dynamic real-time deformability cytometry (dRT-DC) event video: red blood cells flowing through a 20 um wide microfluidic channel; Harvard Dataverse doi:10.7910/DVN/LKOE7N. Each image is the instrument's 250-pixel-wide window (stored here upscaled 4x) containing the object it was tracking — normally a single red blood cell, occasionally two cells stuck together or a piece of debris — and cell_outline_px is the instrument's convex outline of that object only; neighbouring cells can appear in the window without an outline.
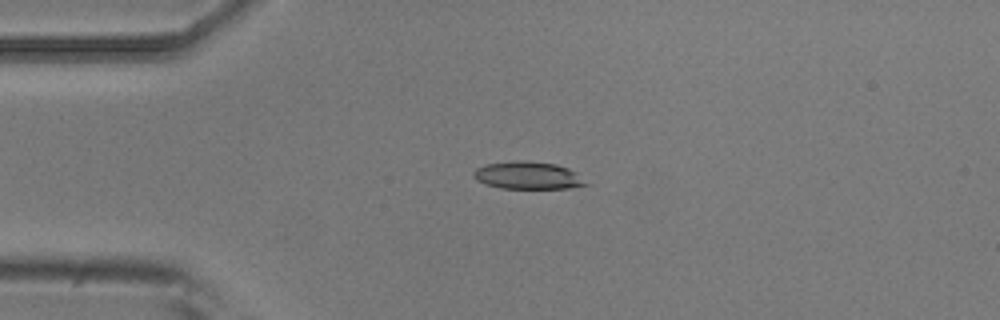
{"species": "common noctule bat (a hibernating species)", "species_latin": "Nyctalus noctula", "temperature_condition": "room temperature", "stored_images_in_passage": 8, "camera_frame_rate_fps": 3000, "um_per_image_px": 0.085, "animal": {"sex": "male", "body_mass_g": 20.5, "forearm_length_mm": 52.5}, "frame": {"image": 1, "passage_image": 3, "time_ms": 0.667, "image_size_px": [1000, 320], "cell_outline_px": [[592, 184], [568, 188], [500, 188], [484, 184], [476, 180], [472, 176], [472, 172], [476, 168], [488, 164], [520, 160], [528, 160], [556, 164], [568, 168], [576, 172]], "centroid_in_image_um": [44.89, 14.91], "position_along_channel_um": 40.1, "area_um2": 18.21}}
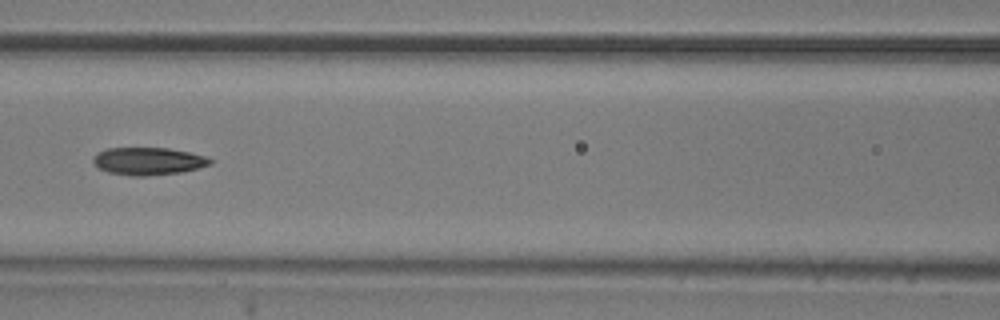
{"frame": {"image": 2, "passage_image": 6, "time_ms": 1.667, "image_size_px": [1000, 320], "cell_outline_px": [[212, 164], [180, 172], [144, 176], [132, 176], [108, 172], [96, 168], [92, 160], [92, 156], [96, 152], [108, 148], [168, 148], [208, 156], [212, 160]], "centroid_in_image_um": [12.55, 13.69], "position_along_channel_um": 154.1, "area_um2": 18.9}}
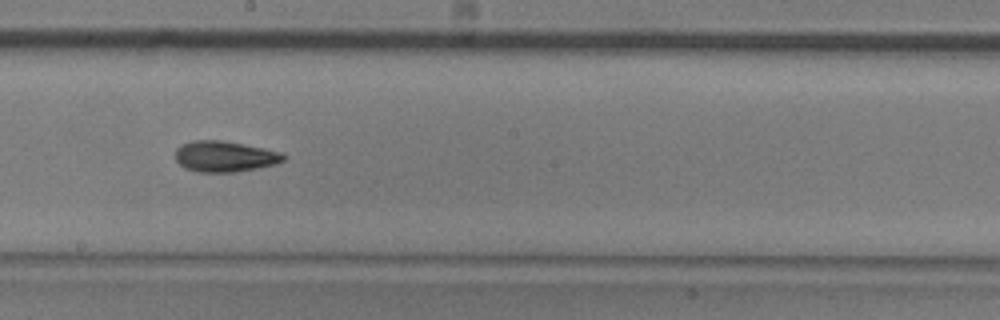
{"frame": {"image": 3, "passage_image": 8, "time_ms": 2.333, "image_size_px": [1000, 320], "cell_outline_px": [[288, 156], [284, 160], [276, 164], [236, 172], [196, 172], [184, 168], [176, 160], [176, 148], [180, 144], [192, 140], [224, 140], [284, 152]], "centroid_in_image_um": [19.12, 13.29], "position_along_channel_um": 229.1, "area_um2": 19.77}}